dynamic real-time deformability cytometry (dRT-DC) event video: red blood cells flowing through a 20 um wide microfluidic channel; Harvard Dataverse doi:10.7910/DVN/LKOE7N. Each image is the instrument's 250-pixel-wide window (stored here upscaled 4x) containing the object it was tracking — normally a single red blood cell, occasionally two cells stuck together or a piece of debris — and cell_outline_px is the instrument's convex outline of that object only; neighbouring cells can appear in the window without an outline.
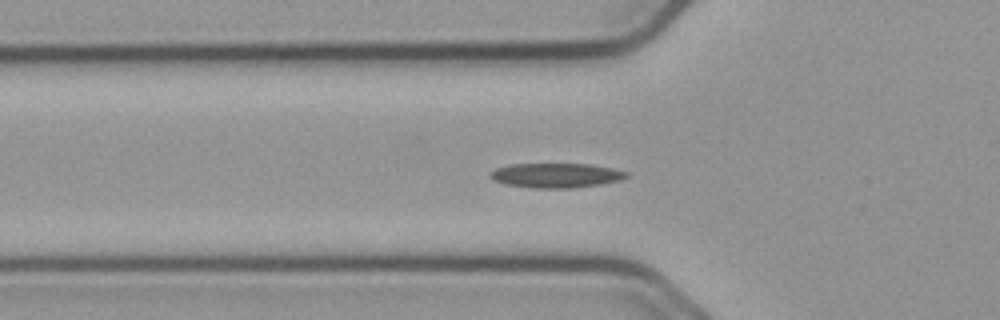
{"species": "common noctule bat (a hibernating species)", "species_latin": "Nyctalus noctula", "temperature_condition": "cold", "stored_images_in_passage": 57, "camera_frame_rate_fps": 3000, "um_per_image_px": 0.085, "animal": {"sex": "male", "body_mass_g": 23.1, "forearm_length_mm": 52.7}, "frame": {"image": 1, "passage_image": 19, "time_ms": 6.0, "image_size_px": [1000, 320], "cell_outline_px": [[628, 176], [620, 180], [600, 184], [572, 188], [532, 188], [504, 184], [492, 180], [488, 176], [496, 168], [512, 164], [588, 164], [612, 168], [628, 172]], "centroid_in_image_um": [47.24, 14.91], "position_along_channel_um": 78.6, "area_um2": 19.48}}
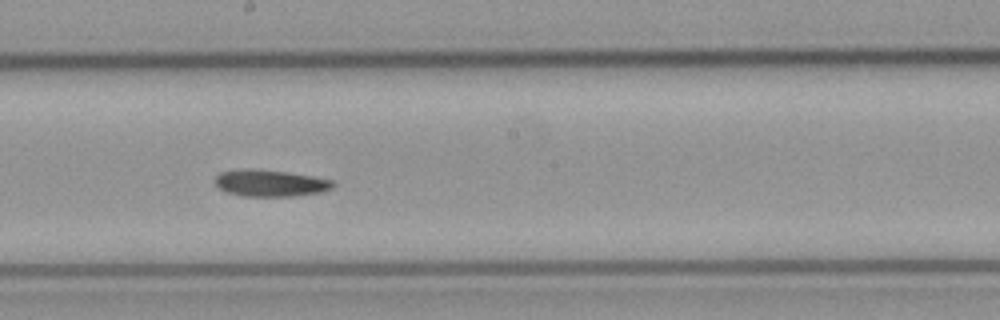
{"frame": {"image": 2, "passage_image": 31, "time_ms": 10.0, "image_size_px": [1000, 320], "cell_outline_px": [[336, 184], [332, 188], [320, 192], [292, 196], [244, 196], [228, 192], [220, 188], [216, 184], [216, 176], [220, 172], [244, 168], [248, 168], [288, 172], [312, 176], [332, 180]], "centroid_in_image_um": [22.98, 15.55], "position_along_channel_um": 225.2, "area_um2": 18.21}}
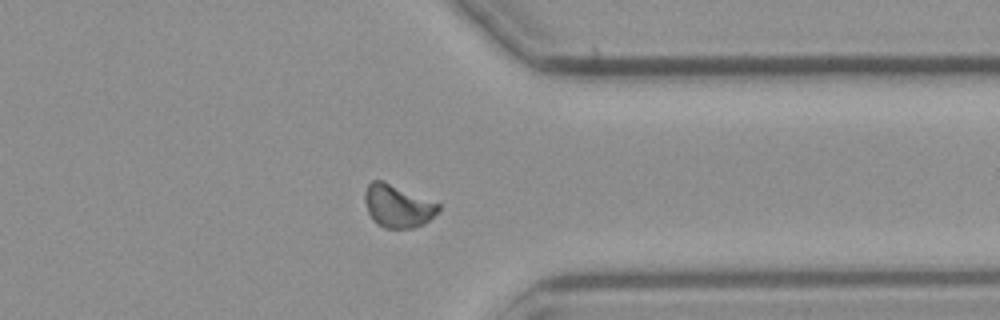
{"frame": {"image": 3, "passage_image": 44, "time_ms": 14.333, "image_size_px": [1000, 320], "cell_outline_px": [[440, 208], [424, 224], [416, 228], [384, 228], [376, 224], [368, 212], [364, 200], [364, 192], [368, 184], [372, 180], [384, 180], [440, 204]], "centroid_in_image_um": [33.77, 17.51], "position_along_channel_um": 377.6, "area_um2": 18.38}}